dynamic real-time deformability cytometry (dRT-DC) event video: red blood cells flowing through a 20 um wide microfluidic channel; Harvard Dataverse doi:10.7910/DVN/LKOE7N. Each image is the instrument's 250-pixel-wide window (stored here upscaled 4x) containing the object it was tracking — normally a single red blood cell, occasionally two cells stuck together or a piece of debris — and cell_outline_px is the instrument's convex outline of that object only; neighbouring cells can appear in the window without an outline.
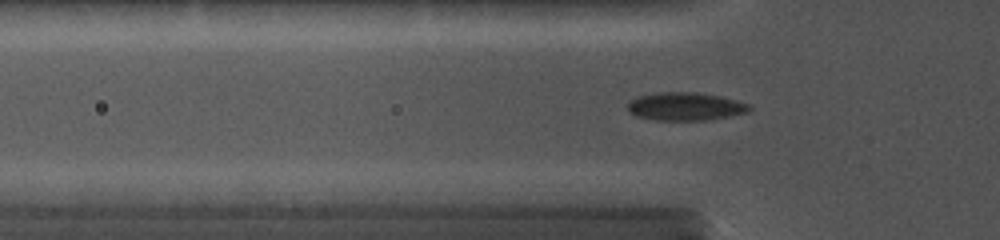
{"species": "common noctule bat (a hibernating species)", "species_latin": "Nyctalus noctula", "temperature_condition": "cold", "stored_images_in_passage": 40, "camera_frame_rate_fps": 5000, "um_per_image_px": 0.085, "animal": {"sex": "female", "body_mass_g": 19.0, "forearm_length_mm": 56.7}, "frame": {"image": 1, "passage_image": 14, "time_ms": 4.8, "image_size_px": [1000, 240], "cell_outline_px": [[752, 108], [748, 112], [708, 120], [656, 120], [636, 116], [628, 112], [628, 104], [632, 100], [640, 96], [660, 92], [696, 92], [720, 96], [752, 104]], "centroid_in_image_um": [58.29, 9.05], "position_along_channel_um": 67.5, "area_um2": 19.88}}
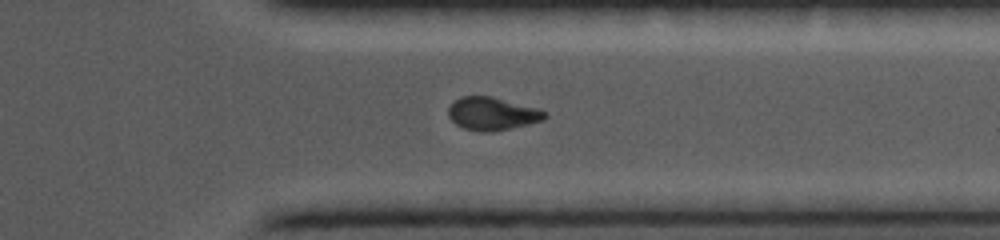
{"frame": {"image": 2, "passage_image": 33, "time_ms": 12.2, "image_size_px": [1000, 240], "cell_outline_px": [[548, 116], [544, 120], [512, 128], [492, 132], [480, 132], [464, 128], [456, 124], [448, 116], [448, 108], [460, 96], [492, 96], [540, 108], [548, 112]], "centroid_in_image_um": [41.89, 9.66], "position_along_channel_um": 369.5, "area_um2": 18.79}}
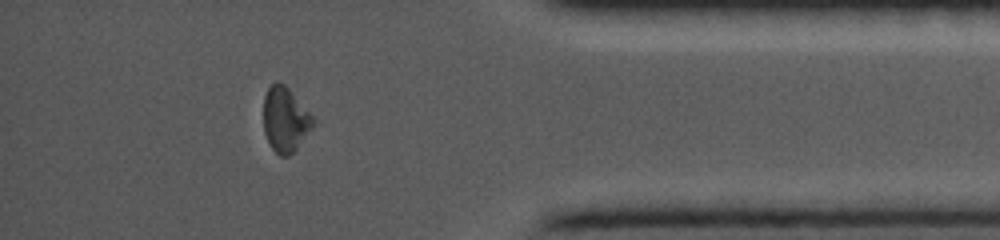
{"frame": {"image": 3, "passage_image": 37, "time_ms": 13.6, "image_size_px": [1000, 240], "cell_outline_px": [[316, 124], [296, 148], [288, 156], [280, 156], [272, 148], [264, 132], [264, 96], [268, 88], [276, 80], [284, 84], [288, 88], [316, 120]], "centroid_in_image_um": [24.25, 10.15], "position_along_channel_um": 410.9, "area_um2": 18.55}}